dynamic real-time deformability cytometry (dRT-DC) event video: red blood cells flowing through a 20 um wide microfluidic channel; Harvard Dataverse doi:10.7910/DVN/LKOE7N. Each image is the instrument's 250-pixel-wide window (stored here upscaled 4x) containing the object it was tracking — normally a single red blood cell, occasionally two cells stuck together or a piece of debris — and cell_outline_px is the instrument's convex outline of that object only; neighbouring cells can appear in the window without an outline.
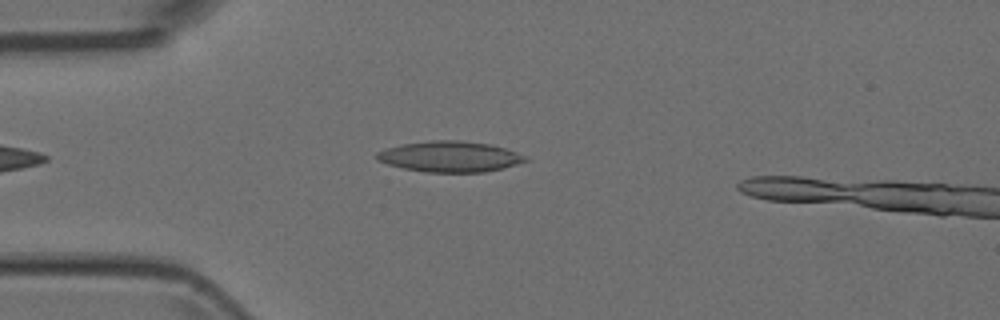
{"species": "Egyptian fruit bat (a non-hibernating species)", "species_latin": "Rousettus aegyptiacus", "temperature_condition": "room temperature", "stored_images_in_passage": 5, "camera_frame_rate_fps": 3000, "um_per_image_px": 0.085, "animal": {"sex": "female"}, "frame": {"image": 1, "passage_image": 4, "time_ms": 1.0, "image_size_px": [1000, 320], "cell_outline_px": [[528, 160], [516, 164], [484, 172], [428, 172], [404, 168], [388, 164], [376, 160], [376, 152], [384, 148], [404, 144], [432, 140], [460, 140], [488, 144], [504, 148], [516, 152], [524, 156]], "centroid_in_image_um": [38.18, 13.3], "position_along_channel_um": 46.8, "area_um2": 26.3}}